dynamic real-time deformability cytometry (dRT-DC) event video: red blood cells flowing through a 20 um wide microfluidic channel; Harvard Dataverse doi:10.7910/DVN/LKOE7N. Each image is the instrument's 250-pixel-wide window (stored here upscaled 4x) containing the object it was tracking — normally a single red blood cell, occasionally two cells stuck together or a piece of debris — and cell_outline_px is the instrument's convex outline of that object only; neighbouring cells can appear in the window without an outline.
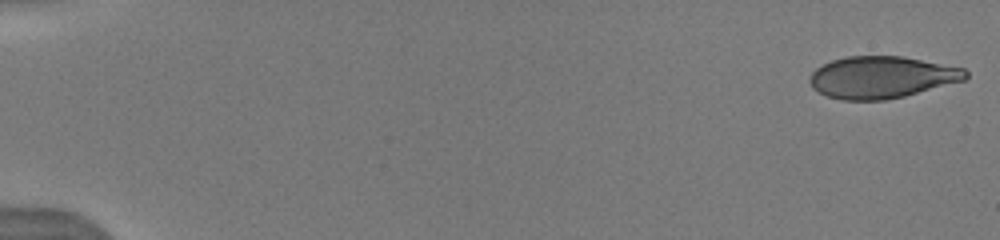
{"species": "human", "species_latin": "Homo sapiens", "temperature_condition": "warm", "stored_images_in_passage": 27, "camera_frame_rate_fps": 3000, "um_per_image_px": 0.085, "donor": {"sex": "male"}, "frame": {"image": 1, "passage_image": 1, "time_ms": 0.0, "image_size_px": [1000, 240], "cell_outline_px": [[968, 76], [964, 80], [904, 96], [884, 100], [844, 100], [828, 96], [812, 88], [808, 80], [808, 76], [816, 68], [832, 60], [848, 56], [900, 56], [964, 68], [968, 72]], "centroid_in_image_um": [74.91, 6.56], "position_along_channel_um": 10.1, "area_um2": 37.86}}
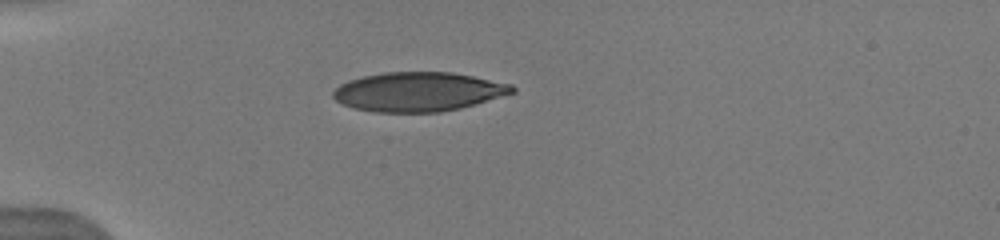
{"frame": {"image": 2, "passage_image": 23, "time_ms": 4.667, "image_size_px": [1000, 240], "cell_outline_px": [[516, 92], [460, 108], [440, 112], [376, 112], [352, 108], [336, 100], [332, 96], [332, 92], [340, 84], [348, 80], [364, 76], [384, 72], [452, 72], [512, 84], [516, 88]], "centroid_in_image_um": [35.55, 7.8], "position_along_channel_um": 49.5, "area_um2": 40.86}}